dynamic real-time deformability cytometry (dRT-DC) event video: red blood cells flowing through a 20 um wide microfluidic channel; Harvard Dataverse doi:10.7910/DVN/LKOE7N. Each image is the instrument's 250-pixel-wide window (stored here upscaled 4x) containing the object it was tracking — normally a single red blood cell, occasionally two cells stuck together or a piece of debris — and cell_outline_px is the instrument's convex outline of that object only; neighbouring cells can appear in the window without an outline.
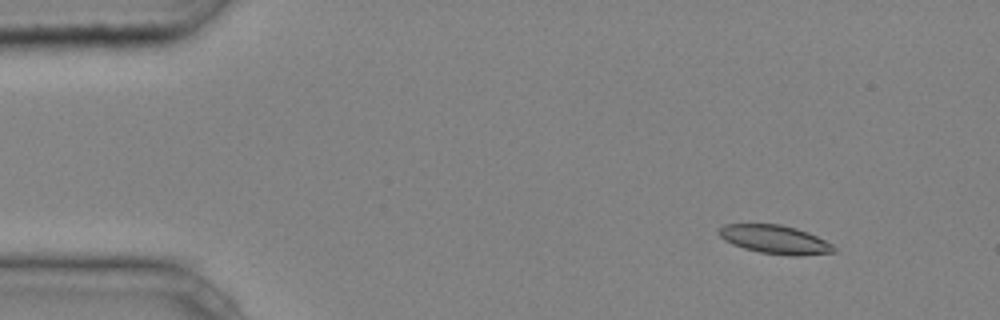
{"species": "common noctule bat (a hibernating species)", "species_latin": "Nyctalus noctula", "temperature_condition": "cold", "stored_images_in_passage": 41, "camera_frame_rate_fps": 3000, "um_per_image_px": 0.085, "animal": {"sex": "male", "body_mass_g": 20.4}, "frame": {"image": 1, "passage_image": 1, "time_ms": 0.0, "image_size_px": [1000, 320], "cell_outline_px": [[836, 252], [800, 256], [788, 256], [760, 252], [744, 248], [732, 244], [724, 240], [716, 232], [716, 228], [724, 224], [780, 224], [796, 228], [808, 232], [832, 244], [836, 248]], "centroid_in_image_um": [65.84, 20.36], "position_along_channel_um": 19.2, "area_um2": 19.36}}
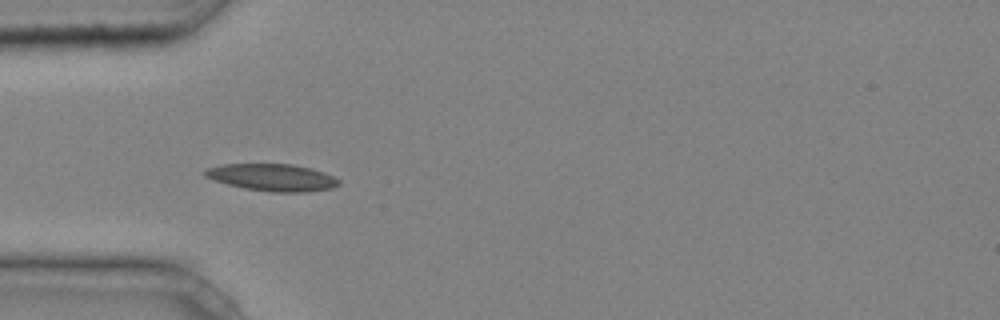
{"frame": {"image": 2, "passage_image": 10, "time_ms": 3.0, "image_size_px": [1000, 320], "cell_outline_px": [[340, 184], [332, 188], [308, 192], [272, 192], [244, 188], [228, 184], [204, 176], [204, 172], [208, 168], [224, 164], [292, 164], [312, 168], [324, 172], [340, 180]], "centroid_in_image_um": [23.2, 15.08], "position_along_channel_um": 61.8, "area_um2": 21.04}}
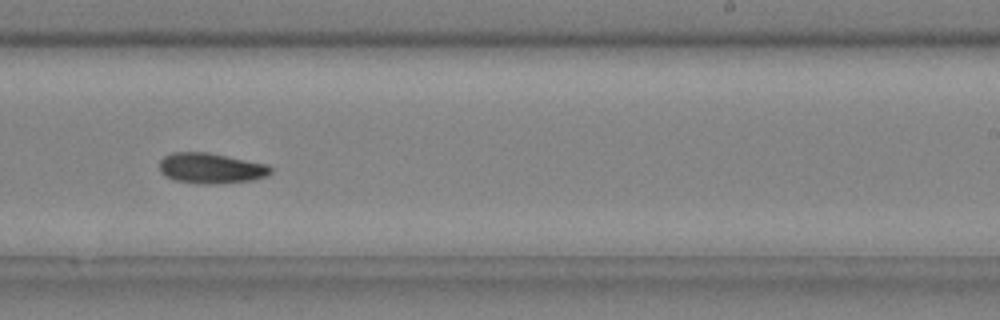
{"frame": {"image": 3, "passage_image": 25, "time_ms": 8.0, "image_size_px": [1000, 320], "cell_outline_px": [[272, 172], [264, 176], [252, 180], [212, 184], [204, 184], [176, 180], [164, 176], [160, 172], [160, 160], [164, 156], [172, 152], [208, 152], [268, 164], [272, 168]], "centroid_in_image_um": [17.91, 14.29], "position_along_channel_um": 271.1, "area_um2": 19.71}}